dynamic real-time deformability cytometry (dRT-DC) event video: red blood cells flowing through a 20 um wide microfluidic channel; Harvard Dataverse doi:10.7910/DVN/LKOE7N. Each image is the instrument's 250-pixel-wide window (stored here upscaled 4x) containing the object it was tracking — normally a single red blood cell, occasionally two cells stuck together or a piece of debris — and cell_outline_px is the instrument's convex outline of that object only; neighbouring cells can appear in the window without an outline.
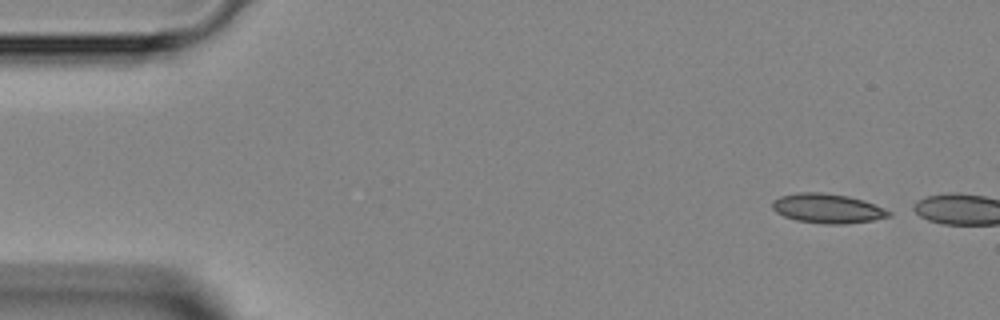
{"species": "Egyptian fruit bat (a non-hibernating species)", "species_latin": "Rousettus aegyptiacus", "temperature_condition": "room temperature", "stored_images_in_passage": 2, "camera_frame_rate_fps": 3000, "um_per_image_px": 0.085, "animal": {"sex": "female"}, "frame": {"image": 1, "passage_image": 2, "time_ms": 2.0, "image_size_px": [1000, 320], "cell_outline_px": [[892, 216], [872, 220], [844, 224], [824, 224], [796, 220], [784, 216], [776, 212], [772, 208], [772, 200], [780, 196], [796, 192], [824, 192], [848, 196], [864, 200], [884, 208], [892, 212]], "centroid_in_image_um": [70.33, 17.71], "position_along_channel_um": 14.7, "area_um2": 20.17}}